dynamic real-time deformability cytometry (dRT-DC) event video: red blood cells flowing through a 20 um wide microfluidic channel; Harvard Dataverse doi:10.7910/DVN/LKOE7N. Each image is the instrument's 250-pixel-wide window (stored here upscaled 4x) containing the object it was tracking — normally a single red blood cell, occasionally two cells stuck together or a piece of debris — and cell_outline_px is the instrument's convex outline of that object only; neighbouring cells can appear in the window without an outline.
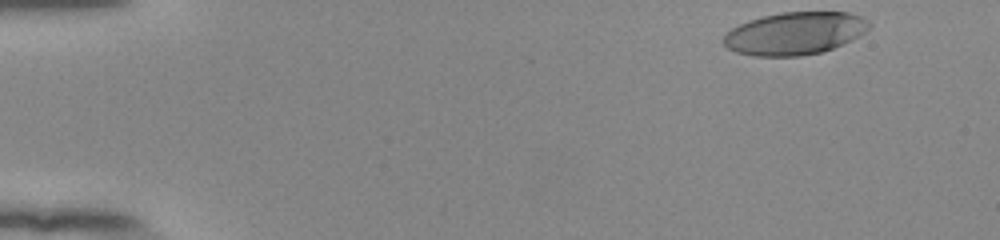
{"species": "human", "species_latin": "Homo sapiens", "temperature_condition": "room temperature", "stored_images_in_passage": 43, "camera_frame_rate_fps": 3000, "um_per_image_px": 0.085, "donor": {"sex": "female"}, "frame": {"image": 1, "passage_image": 1, "time_ms": 0.0, "image_size_px": [1000, 240], "cell_outline_px": [[872, 24], [864, 32], [832, 48], [820, 52], [800, 56], [752, 56], [736, 52], [728, 48], [724, 44], [724, 36], [732, 28], [748, 20], [780, 12], [848, 12], [860, 16], [868, 20]], "centroid_in_image_um": [67.53, 2.83], "position_along_channel_um": 17.5, "area_um2": 35.78}}
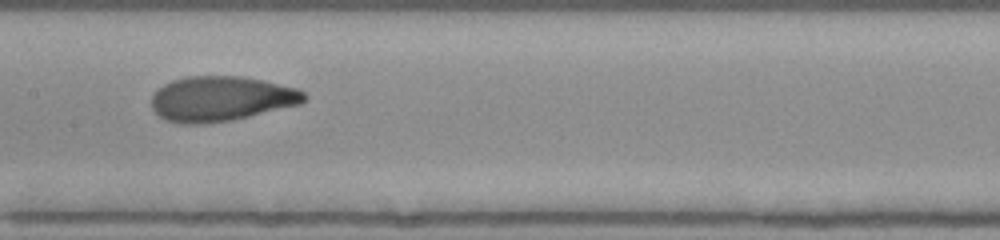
{"frame": {"image": 2, "passage_image": 24, "time_ms": 7.667, "image_size_px": [1000, 240], "cell_outline_px": [[308, 96], [300, 104], [232, 120], [208, 124], [180, 124], [164, 120], [152, 108], [152, 96], [156, 88], [172, 80], [188, 76], [240, 76], [260, 80], [296, 88], [304, 92]], "centroid_in_image_um": [18.74, 8.4], "position_along_channel_um": 188.7, "area_um2": 40.06}}
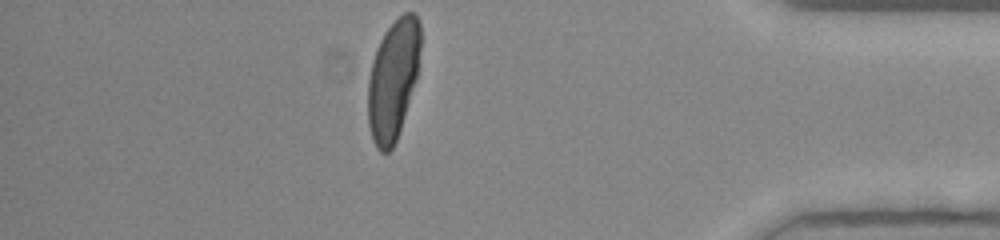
{"frame": {"image": 3, "passage_image": 43, "time_ms": 14.0, "image_size_px": [1000, 240], "cell_outline_px": [[420, 48], [416, 80], [396, 140], [392, 148], [388, 152], [380, 152], [376, 148], [372, 140], [368, 124], [368, 80], [372, 60], [376, 48], [384, 32], [404, 12], [416, 12], [420, 24]], "centroid_in_image_um": [33.4, 6.76], "position_along_channel_um": 401.8, "area_um2": 36.7}, "authors_computed_cell_mechanics": {"area_um2": 39.3618, "velocity_mm_per_s": 3.8883, "shape_relaxation_time_tau1_ms": 4.8002, "shape_relaxation_time_tau2_ms": 1.0391, "deformation_change_tau1": 0.2275, "deformation_change_tau2": 0.0663}}